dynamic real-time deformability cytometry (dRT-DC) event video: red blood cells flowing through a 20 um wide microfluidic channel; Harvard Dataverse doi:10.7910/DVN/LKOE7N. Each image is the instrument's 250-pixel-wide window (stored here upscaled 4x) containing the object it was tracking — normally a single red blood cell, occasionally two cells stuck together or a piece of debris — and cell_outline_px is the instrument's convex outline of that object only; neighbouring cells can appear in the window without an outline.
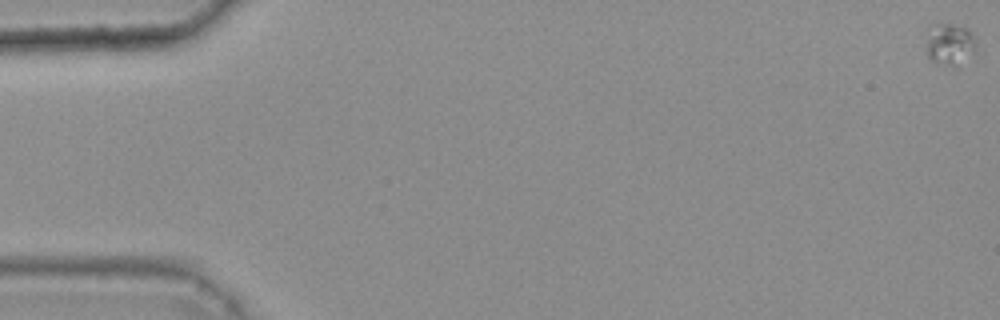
{"species": "common noctule bat (a hibernating species)", "species_latin": "Nyctalus noctula", "temperature_condition": "warm", "stored_images_in_passage": 51, "camera_frame_rate_fps": 3000, "um_per_image_px": 0.085, "animal": {"sex": "female", "body_mass_g": 25.1}, "frame": {"image": 1, "passage_image": 1, "time_ms": 0.0, "image_size_px": [1000, 320], "cell_outline_px": [[976, 52], [956, 64], [936, 64], [928, 56], [928, 40], [932, 24], [952, 24], [964, 28], [972, 36], [976, 48]], "centroid_in_image_um": [80.73, 3.75], "position_along_channel_um": 4.3, "area_um2": 11.39}}